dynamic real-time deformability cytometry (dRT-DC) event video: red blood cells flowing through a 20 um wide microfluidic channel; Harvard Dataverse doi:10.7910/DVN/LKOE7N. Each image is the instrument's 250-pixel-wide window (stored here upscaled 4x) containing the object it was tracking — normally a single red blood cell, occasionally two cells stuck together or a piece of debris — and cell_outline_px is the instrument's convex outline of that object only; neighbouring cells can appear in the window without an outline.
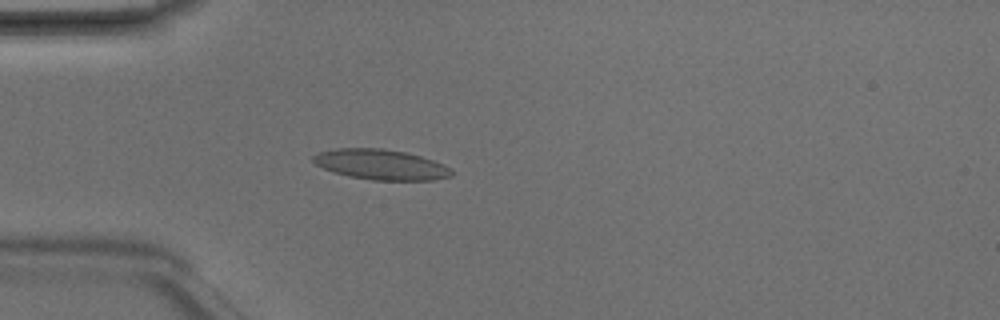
{"species": "Egyptian fruit bat (a non-hibernating species)", "species_latin": "Rousettus aegyptiacus", "temperature_condition": "room temperature", "stored_images_in_passage": 4, "camera_frame_rate_fps": 3000, "um_per_image_px": 0.085, "animal": {"sex": "male"}, "frame": {"image": 1, "passage_image": 4, "time_ms": 1.0, "image_size_px": [1000, 320], "cell_outline_px": [[452, 176], [436, 180], [372, 180], [348, 176], [324, 168], [316, 164], [312, 160], [312, 156], [320, 152], [336, 148], [384, 148], [408, 152], [444, 164], [452, 168]], "centroid_in_image_um": [32.41, 13.98], "position_along_channel_um": 52.6, "area_um2": 24.51}}